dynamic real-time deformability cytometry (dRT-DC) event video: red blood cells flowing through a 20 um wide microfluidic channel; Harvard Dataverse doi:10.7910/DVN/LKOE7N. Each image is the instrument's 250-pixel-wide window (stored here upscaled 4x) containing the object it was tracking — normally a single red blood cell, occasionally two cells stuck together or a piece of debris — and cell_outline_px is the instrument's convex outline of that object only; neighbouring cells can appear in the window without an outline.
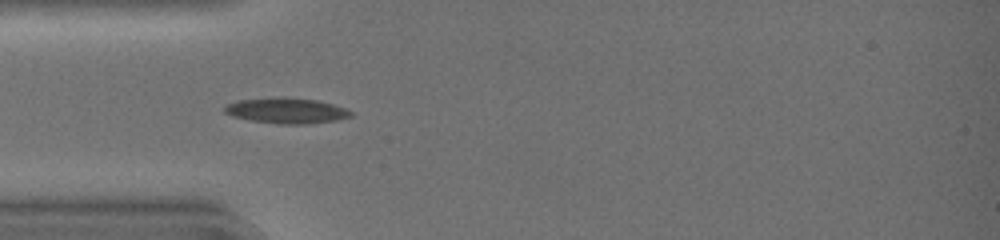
{"species": "common noctule bat (a hibernating species)", "species_latin": "Nyctalus noctula", "temperature_condition": "warm", "stored_images_in_passage": 32, "camera_frame_rate_fps": 3000, "um_per_image_px": 0.085, "animal": {"sex": "female", "body_mass_g": 19.0, "forearm_length_mm": 51.5}, "frame": {"image": 1, "passage_image": 1, "time_ms": 0.0, "image_size_px": [1000, 240], "cell_outline_px": [[352, 116], [336, 120], [308, 124], [276, 124], [252, 120], [232, 116], [224, 112], [224, 104], [236, 100], [276, 96], [316, 100], [332, 104], [344, 108], [352, 112]], "centroid_in_image_um": [24.29, 9.39], "position_along_channel_um": 60.7, "area_um2": 18.96}}
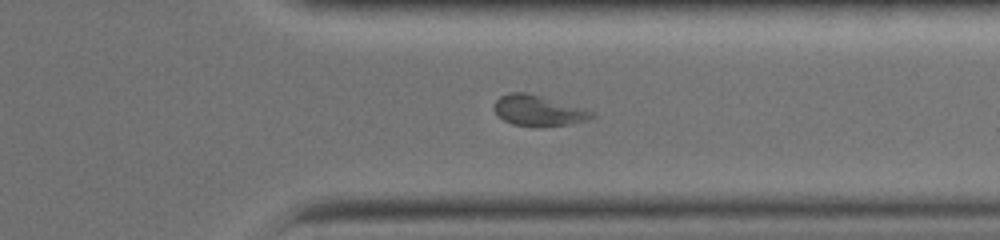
{"frame": {"image": 2, "passage_image": 22, "time_ms": 7.0, "image_size_px": [1000, 240], "cell_outline_px": [[596, 116], [588, 120], [572, 124], [512, 124], [504, 120], [492, 108], [492, 104], [500, 96], [508, 92], [528, 92], [596, 112]], "centroid_in_image_um": [45.75, 9.35], "position_along_channel_um": 365.6, "area_um2": 16.99}}
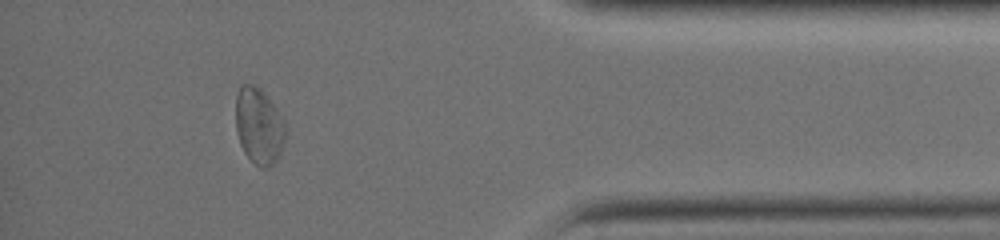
{"frame": {"image": 3, "passage_image": 27, "time_ms": 8.667, "image_size_px": [1000, 240], "cell_outline_px": [[284, 140], [280, 156], [268, 168], [264, 168], [256, 164], [244, 152], [240, 144], [236, 128], [236, 96], [240, 84], [256, 84], [264, 92], [276, 108], [284, 120]], "centroid_in_image_um": [22.0, 10.68], "position_along_channel_um": 413.2, "area_um2": 22.02}, "authors_computed_cell_mechanics": {"area_um2": 17.9469, "velocity_mm_per_s": 4.3587, "shape_relaxation_time_tau1_ms": 7.6864, "shape_relaxation_time_tau2_ms": 6.0037, "deformation_change_tau1": 0.2009, "deformation_change_tau2": 0.1315}}